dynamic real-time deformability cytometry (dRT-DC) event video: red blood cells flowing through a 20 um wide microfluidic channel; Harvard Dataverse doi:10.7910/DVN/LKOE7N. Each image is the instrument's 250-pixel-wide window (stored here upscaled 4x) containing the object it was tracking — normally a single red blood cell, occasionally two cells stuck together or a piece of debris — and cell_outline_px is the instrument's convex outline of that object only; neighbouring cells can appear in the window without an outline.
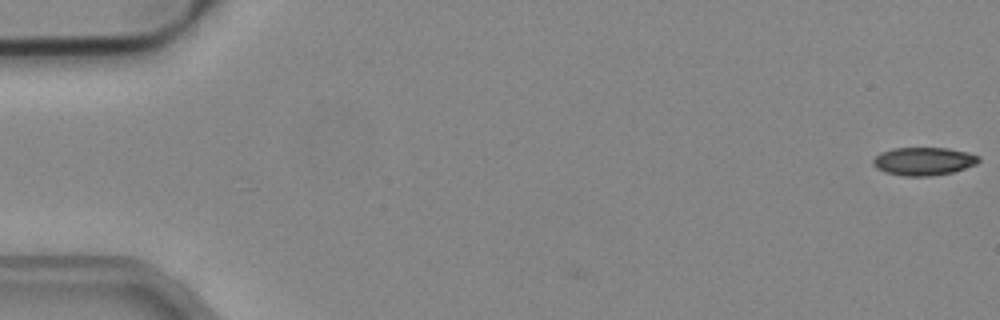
{"species": "common noctule bat (a hibernating species)", "species_latin": "Nyctalus noctula", "temperature_condition": "cold", "stored_images_in_passage": 3, "camera_frame_rate_fps": 3000, "um_per_image_px": 0.085, "animal": {"sex": "male", "body_mass_g": 19.2, "forearm_length_mm": 51.8}, "frame": {"image": 1, "passage_image": 3, "time_ms": 0.667, "image_size_px": [1000, 320], "cell_outline_px": [[980, 160], [976, 164], [952, 172], [932, 176], [904, 176], [884, 172], [876, 168], [872, 164], [872, 160], [880, 152], [892, 148], [948, 148], [968, 152], [980, 156]], "centroid_in_image_um": [78.49, 13.7], "position_along_channel_um": 6.5, "area_um2": 17.4}}